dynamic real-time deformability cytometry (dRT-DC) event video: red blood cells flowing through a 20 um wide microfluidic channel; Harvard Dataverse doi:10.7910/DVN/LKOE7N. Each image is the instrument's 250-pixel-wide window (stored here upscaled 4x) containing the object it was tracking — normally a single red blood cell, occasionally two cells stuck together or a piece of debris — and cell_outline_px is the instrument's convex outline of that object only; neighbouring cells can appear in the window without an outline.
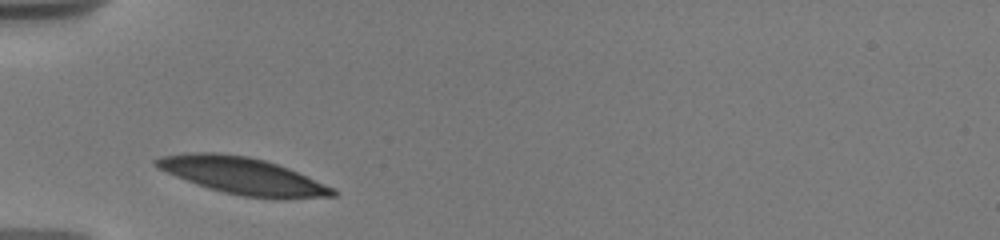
{"species": "human", "species_latin": "Homo sapiens", "temperature_condition": "warm", "stored_images_in_passage": 7, "camera_frame_rate_fps": 3000, "um_per_image_px": 0.085, "donor": {"sex": "male"}, "frame": {"image": 1, "passage_image": 1, "time_ms": 0.0, "image_size_px": [1000, 240], "cell_outline_px": [[336, 196], [244, 196], [224, 192], [208, 188], [196, 184], [176, 176], [160, 168], [152, 160], [160, 156], [192, 152], [216, 152], [248, 156], [264, 160], [288, 168], [336, 188]], "centroid_in_image_um": [20.56, 14.89], "position_along_channel_um": 64.4, "area_um2": 36.65}}
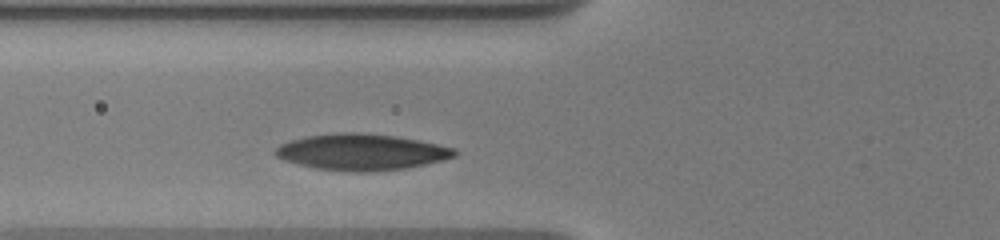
{"frame": {"image": 2, "passage_image": 3, "time_ms": 1.0, "image_size_px": [1000, 240], "cell_outline_px": [[456, 156], [424, 164], [404, 168], [364, 172], [356, 172], [316, 168], [296, 164], [284, 160], [276, 156], [272, 152], [280, 144], [304, 136], [336, 132], [356, 132], [396, 136], [420, 140], [456, 148]], "centroid_in_image_um": [30.69, 12.91], "position_along_channel_um": 95.1, "area_um2": 37.8}}
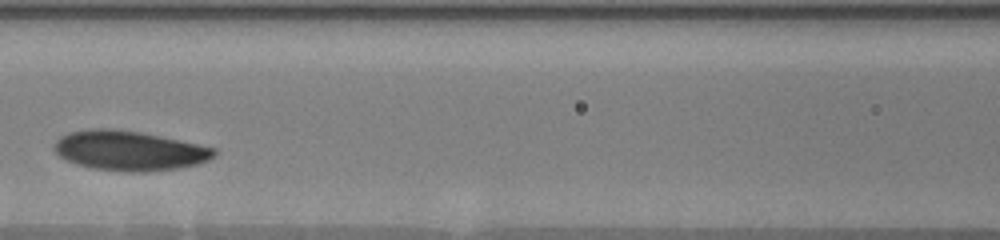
{"frame": {"image": 3, "passage_image": 6, "time_ms": 2.667, "image_size_px": [1000, 240], "cell_outline_px": [[216, 152], [208, 160], [196, 164], [176, 168], [148, 172], [124, 172], [92, 168], [76, 164], [60, 156], [56, 152], [56, 140], [60, 136], [68, 132], [88, 128], [112, 128], [140, 132], [180, 140], [216, 148]], "centroid_in_image_um": [10.97, 12.8], "position_along_channel_um": 155.6, "area_um2": 36.93}}